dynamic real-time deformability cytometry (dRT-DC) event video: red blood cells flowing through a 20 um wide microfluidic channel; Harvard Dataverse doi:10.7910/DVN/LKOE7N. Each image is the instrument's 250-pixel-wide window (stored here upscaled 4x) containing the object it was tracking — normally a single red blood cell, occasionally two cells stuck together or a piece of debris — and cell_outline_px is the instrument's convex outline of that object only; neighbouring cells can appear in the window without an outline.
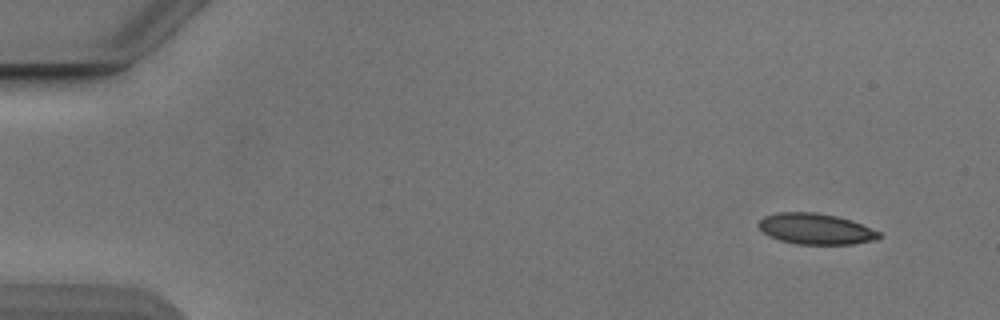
{"species": "Egyptian fruit bat (a non-hibernating species)", "species_latin": "Rousettus aegyptiacus", "temperature_condition": "cold", "stored_images_in_passage": 53, "camera_frame_rate_fps": 3000, "um_per_image_px": 0.085, "animal": {"sex": "male"}, "frame": {"image": 1, "passage_image": 4, "time_ms": 1.0, "image_size_px": [1000, 320], "cell_outline_px": [[880, 236], [876, 240], [852, 244], [796, 244], [780, 240], [768, 236], [756, 224], [764, 216], [776, 212], [816, 212], [836, 216], [852, 220], [880, 232]], "centroid_in_image_um": [69.31, 19.45], "position_along_channel_um": 15.7, "area_um2": 21.73}}
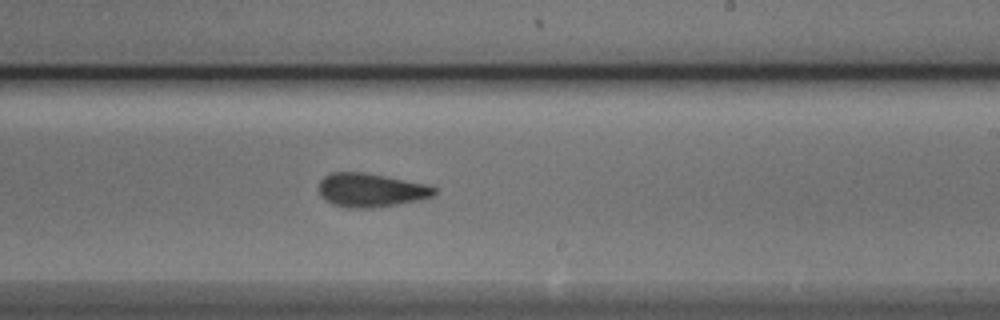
{"frame": {"image": 2, "passage_image": 32, "time_ms": 10.333, "image_size_px": [1000, 320], "cell_outline_px": [[436, 196], [420, 200], [372, 208], [348, 208], [332, 204], [324, 200], [320, 196], [316, 188], [320, 180], [324, 176], [332, 172], [364, 172], [424, 184], [436, 188]], "centroid_in_image_um": [31.46, 16.17], "position_along_channel_um": 257.5, "area_um2": 22.89}}
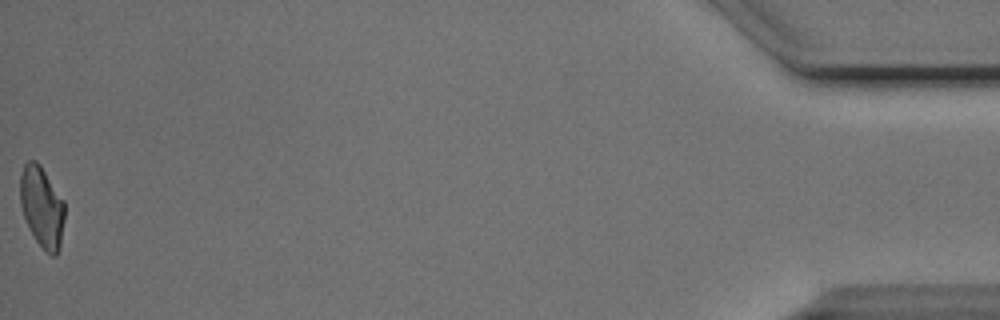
{"frame": {"image": 3, "passage_image": 53, "time_ms": 17.333, "image_size_px": [1000, 320], "cell_outline_px": [[64, 220], [60, 248], [56, 256], [52, 256], [36, 240], [24, 216], [20, 204], [20, 176], [24, 164], [28, 160], [36, 160], [40, 164], [64, 200]], "centroid_in_image_um": [3.57, 17.55], "position_along_channel_um": 431.6, "area_um2": 20.87}, "authors_computed_cell_mechanics": {"area_um2": 22.253, "velocity_mm_per_s": 3.8626, "shape_relaxation_time_tau1_ms": 5.0243, "shape_relaxation_time_tau2_ms": 2.081, "deformation_change_tau1": 0.1453, "deformation_change_tau2": 0.0967}}